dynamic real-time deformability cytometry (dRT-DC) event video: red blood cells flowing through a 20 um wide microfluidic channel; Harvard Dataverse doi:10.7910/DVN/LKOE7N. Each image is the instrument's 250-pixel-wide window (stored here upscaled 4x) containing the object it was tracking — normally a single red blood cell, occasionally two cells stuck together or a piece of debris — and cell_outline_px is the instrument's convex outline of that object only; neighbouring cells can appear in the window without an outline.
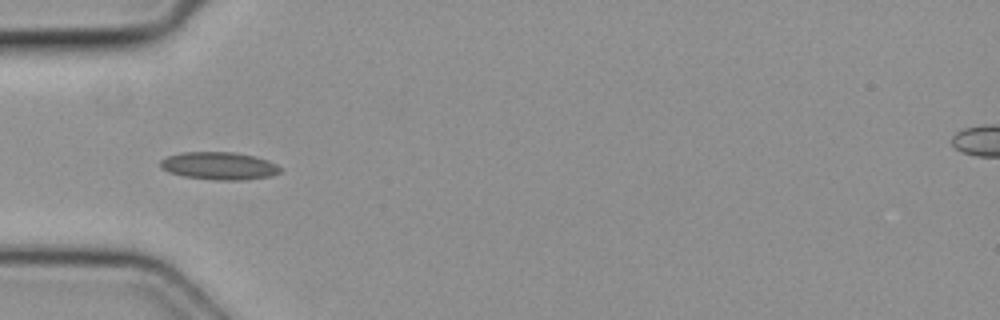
{"species": "common noctule bat (a hibernating species)", "species_latin": "Nyctalus noctula", "temperature_condition": "cold", "stored_images_in_passage": 3, "camera_frame_rate_fps": 3000, "um_per_image_px": 0.085, "animal": {"sex": "female", "body_mass_g": 19.3, "forearm_length_mm": 54.1}, "frame": {"image": 1, "passage_image": 3, "time_ms": 0.667, "image_size_px": [1000, 320], "cell_outline_px": [[280, 172], [268, 176], [244, 180], [212, 180], [184, 176], [168, 172], [160, 168], [160, 160], [168, 156], [184, 152], [232, 152], [252, 156], [268, 160], [276, 164], [280, 168]], "centroid_in_image_um": [18.58, 14.1], "position_along_channel_um": 66.4, "area_um2": 19.19}}